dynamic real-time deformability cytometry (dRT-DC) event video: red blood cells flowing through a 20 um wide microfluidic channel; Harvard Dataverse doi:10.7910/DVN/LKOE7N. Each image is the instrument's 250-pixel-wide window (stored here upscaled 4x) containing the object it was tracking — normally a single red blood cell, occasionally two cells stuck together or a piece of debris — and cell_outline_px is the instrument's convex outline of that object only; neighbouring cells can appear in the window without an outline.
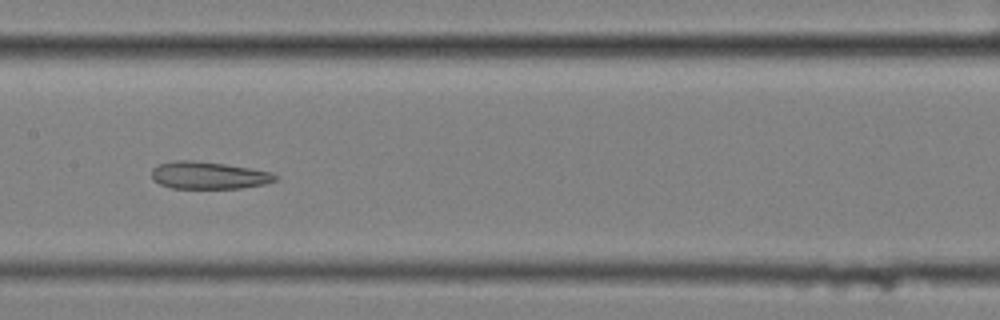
{"species": "common noctule bat (a hibernating species)", "species_latin": "Nyctalus noctula", "temperature_condition": "cold", "stored_images_in_passage": 14, "camera_frame_rate_fps": 3000, "um_per_image_px": 0.085, "animal": {"sex": "female", "body_mass_g": 25.1}, "frame": {"image": 1, "passage_image": 8, "time_ms": 2.333, "image_size_px": [1000, 320], "cell_outline_px": [[280, 180], [264, 184], [240, 188], [172, 188], [160, 184], [152, 180], [152, 168], [160, 164], [176, 160], [192, 160], [224, 164], [272, 172], [280, 176]], "centroid_in_image_um": [17.76, 14.91], "position_along_channel_um": 189.6, "area_um2": 19.71}}
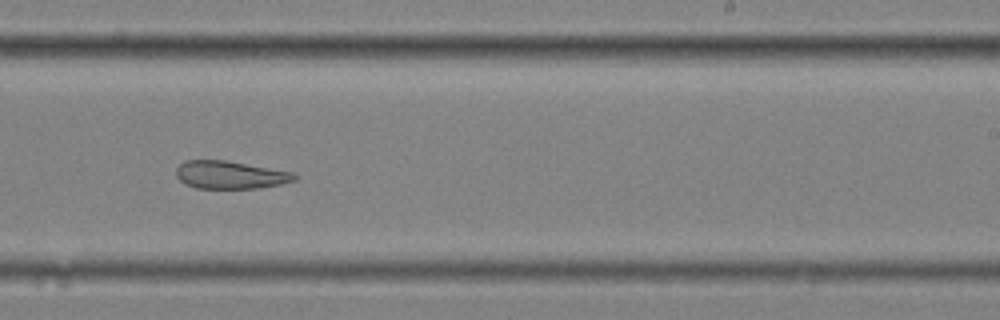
{"frame": {"image": 2, "passage_image": 10, "time_ms": 3.0, "image_size_px": [1000, 320], "cell_outline_px": [[296, 180], [280, 184], [256, 188], [196, 188], [184, 184], [176, 176], [176, 168], [184, 160], [224, 160], [292, 172], [296, 176]], "centroid_in_image_um": [19.51, 14.86], "position_along_channel_um": 269.5, "area_um2": 19.02}}
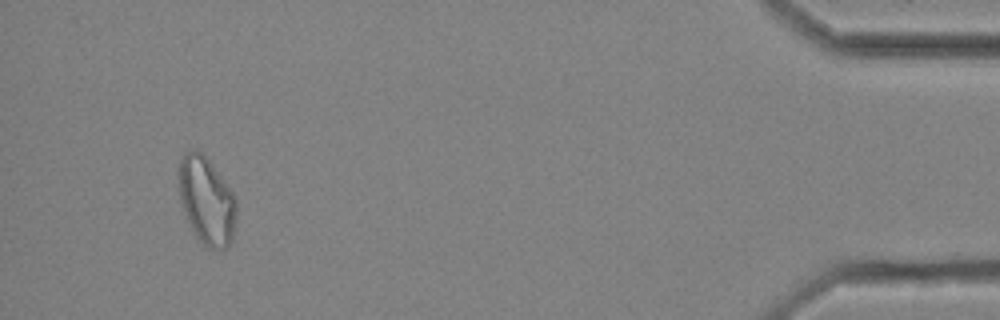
{"frame": {"image": 3, "passage_image": 14, "time_ms": 4.333, "image_size_px": [1000, 320], "cell_outline_px": [[236, 216], [232, 240], [228, 248], [208, 248], [192, 232], [184, 212], [180, 200], [180, 160], [184, 152], [192, 148], [196, 148], [208, 160], [232, 192], [236, 200]], "centroid_in_image_um": [17.56, 17.08], "position_along_channel_um": 417.6, "area_um2": 29.02}}